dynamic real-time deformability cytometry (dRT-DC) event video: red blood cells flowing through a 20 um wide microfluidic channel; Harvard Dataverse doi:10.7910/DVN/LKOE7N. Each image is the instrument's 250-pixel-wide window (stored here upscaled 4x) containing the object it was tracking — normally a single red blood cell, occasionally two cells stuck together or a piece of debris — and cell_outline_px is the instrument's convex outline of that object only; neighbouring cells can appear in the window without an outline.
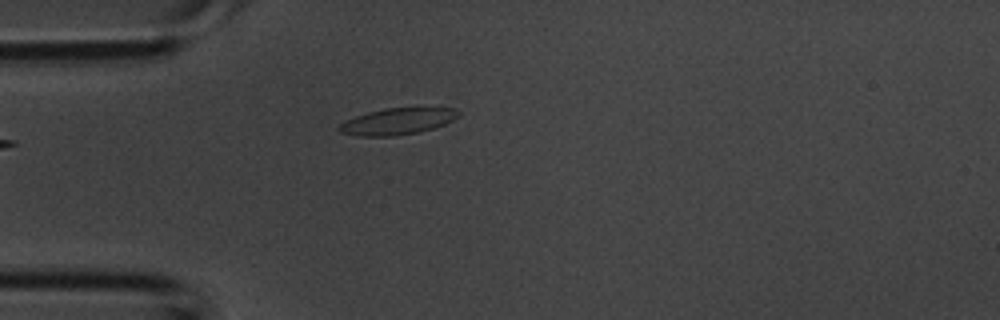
{"species": "common noctule bat (a hibernating species)", "species_latin": "Nyctalus noctula", "temperature_condition": "room temperature", "stored_images_in_passage": 1, "camera_frame_rate_fps": 3000, "um_per_image_px": 0.085, "animal": {"sex": "male", "body_mass_g": 20.1, "forearm_length_mm": 53.5}, "frame": {"image": 1, "passage_image": 1, "time_ms": 0.0, "image_size_px": [1000, 320], "cell_outline_px": [[460, 116], [444, 124], [420, 132], [396, 136], [356, 136], [340, 132], [336, 128], [344, 120], [368, 112], [384, 108], [456, 108], [460, 112]], "centroid_in_image_um": [33.76, 10.32], "position_along_channel_um": 51.2, "area_um2": 18.5}}